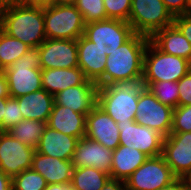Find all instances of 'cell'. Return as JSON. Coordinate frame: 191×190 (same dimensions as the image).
Masks as SVG:
<instances>
[{"label": "cell", "mask_w": 191, "mask_h": 190, "mask_svg": "<svg viewBox=\"0 0 191 190\" xmlns=\"http://www.w3.org/2000/svg\"><path fill=\"white\" fill-rule=\"evenodd\" d=\"M150 38L134 33L127 41L106 57L104 75L96 82L98 87L113 83H140L143 76V58Z\"/></svg>", "instance_id": "obj_1"}, {"label": "cell", "mask_w": 191, "mask_h": 190, "mask_svg": "<svg viewBox=\"0 0 191 190\" xmlns=\"http://www.w3.org/2000/svg\"><path fill=\"white\" fill-rule=\"evenodd\" d=\"M0 29L31 48H38L47 38L44 27V9L8 5L0 8Z\"/></svg>", "instance_id": "obj_2"}, {"label": "cell", "mask_w": 191, "mask_h": 190, "mask_svg": "<svg viewBox=\"0 0 191 190\" xmlns=\"http://www.w3.org/2000/svg\"><path fill=\"white\" fill-rule=\"evenodd\" d=\"M140 83H113L98 87L97 105L116 123H134L140 91Z\"/></svg>", "instance_id": "obj_3"}, {"label": "cell", "mask_w": 191, "mask_h": 190, "mask_svg": "<svg viewBox=\"0 0 191 190\" xmlns=\"http://www.w3.org/2000/svg\"><path fill=\"white\" fill-rule=\"evenodd\" d=\"M191 70V62L161 51L151 40L143 58L141 83L147 87L152 82H178Z\"/></svg>", "instance_id": "obj_4"}, {"label": "cell", "mask_w": 191, "mask_h": 190, "mask_svg": "<svg viewBox=\"0 0 191 190\" xmlns=\"http://www.w3.org/2000/svg\"><path fill=\"white\" fill-rule=\"evenodd\" d=\"M12 98L42 89V69L37 48H29L18 60L4 70Z\"/></svg>", "instance_id": "obj_5"}, {"label": "cell", "mask_w": 191, "mask_h": 190, "mask_svg": "<svg viewBox=\"0 0 191 190\" xmlns=\"http://www.w3.org/2000/svg\"><path fill=\"white\" fill-rule=\"evenodd\" d=\"M173 19L163 0H132L128 23L134 33L151 38L157 31L172 25Z\"/></svg>", "instance_id": "obj_6"}, {"label": "cell", "mask_w": 191, "mask_h": 190, "mask_svg": "<svg viewBox=\"0 0 191 190\" xmlns=\"http://www.w3.org/2000/svg\"><path fill=\"white\" fill-rule=\"evenodd\" d=\"M86 23L75 5H54L44 9L46 38L77 40Z\"/></svg>", "instance_id": "obj_7"}, {"label": "cell", "mask_w": 191, "mask_h": 190, "mask_svg": "<svg viewBox=\"0 0 191 190\" xmlns=\"http://www.w3.org/2000/svg\"><path fill=\"white\" fill-rule=\"evenodd\" d=\"M134 34L131 25L119 19H105L86 23L84 36L95 43L107 56Z\"/></svg>", "instance_id": "obj_8"}, {"label": "cell", "mask_w": 191, "mask_h": 190, "mask_svg": "<svg viewBox=\"0 0 191 190\" xmlns=\"http://www.w3.org/2000/svg\"><path fill=\"white\" fill-rule=\"evenodd\" d=\"M173 111V108L159 102L154 94L144 87L139 93L134 121L167 137L172 130Z\"/></svg>", "instance_id": "obj_9"}, {"label": "cell", "mask_w": 191, "mask_h": 190, "mask_svg": "<svg viewBox=\"0 0 191 190\" xmlns=\"http://www.w3.org/2000/svg\"><path fill=\"white\" fill-rule=\"evenodd\" d=\"M177 177L163 155L148 157L126 180L127 190H160Z\"/></svg>", "instance_id": "obj_10"}, {"label": "cell", "mask_w": 191, "mask_h": 190, "mask_svg": "<svg viewBox=\"0 0 191 190\" xmlns=\"http://www.w3.org/2000/svg\"><path fill=\"white\" fill-rule=\"evenodd\" d=\"M35 149L23 144L7 131H0V169L13 178L31 169Z\"/></svg>", "instance_id": "obj_11"}, {"label": "cell", "mask_w": 191, "mask_h": 190, "mask_svg": "<svg viewBox=\"0 0 191 190\" xmlns=\"http://www.w3.org/2000/svg\"><path fill=\"white\" fill-rule=\"evenodd\" d=\"M120 131L119 145L140 150L148 157L162 155L164 137L154 129L134 123H117Z\"/></svg>", "instance_id": "obj_12"}, {"label": "cell", "mask_w": 191, "mask_h": 190, "mask_svg": "<svg viewBox=\"0 0 191 190\" xmlns=\"http://www.w3.org/2000/svg\"><path fill=\"white\" fill-rule=\"evenodd\" d=\"M37 50L41 69L78 67L77 40L47 38Z\"/></svg>", "instance_id": "obj_13"}, {"label": "cell", "mask_w": 191, "mask_h": 190, "mask_svg": "<svg viewBox=\"0 0 191 190\" xmlns=\"http://www.w3.org/2000/svg\"><path fill=\"white\" fill-rule=\"evenodd\" d=\"M162 155L177 178L191 172V132L170 133L163 139Z\"/></svg>", "instance_id": "obj_14"}, {"label": "cell", "mask_w": 191, "mask_h": 190, "mask_svg": "<svg viewBox=\"0 0 191 190\" xmlns=\"http://www.w3.org/2000/svg\"><path fill=\"white\" fill-rule=\"evenodd\" d=\"M71 162L73 168L94 167L110 175L113 150L84 136L78 140Z\"/></svg>", "instance_id": "obj_15"}, {"label": "cell", "mask_w": 191, "mask_h": 190, "mask_svg": "<svg viewBox=\"0 0 191 190\" xmlns=\"http://www.w3.org/2000/svg\"><path fill=\"white\" fill-rule=\"evenodd\" d=\"M85 136L113 151L120 143L117 123L98 105L86 116Z\"/></svg>", "instance_id": "obj_16"}, {"label": "cell", "mask_w": 191, "mask_h": 190, "mask_svg": "<svg viewBox=\"0 0 191 190\" xmlns=\"http://www.w3.org/2000/svg\"><path fill=\"white\" fill-rule=\"evenodd\" d=\"M98 86L94 81L69 87L54 95V104L87 115L97 105Z\"/></svg>", "instance_id": "obj_17"}, {"label": "cell", "mask_w": 191, "mask_h": 190, "mask_svg": "<svg viewBox=\"0 0 191 190\" xmlns=\"http://www.w3.org/2000/svg\"><path fill=\"white\" fill-rule=\"evenodd\" d=\"M31 169L41 174L47 184H66L72 182L73 166L71 160L53 158L35 151Z\"/></svg>", "instance_id": "obj_18"}, {"label": "cell", "mask_w": 191, "mask_h": 190, "mask_svg": "<svg viewBox=\"0 0 191 190\" xmlns=\"http://www.w3.org/2000/svg\"><path fill=\"white\" fill-rule=\"evenodd\" d=\"M77 48L78 67L82 69L88 80L97 82L105 72L106 53L84 35L77 39Z\"/></svg>", "instance_id": "obj_19"}, {"label": "cell", "mask_w": 191, "mask_h": 190, "mask_svg": "<svg viewBox=\"0 0 191 190\" xmlns=\"http://www.w3.org/2000/svg\"><path fill=\"white\" fill-rule=\"evenodd\" d=\"M78 138L63 134L46 126L36 152L61 160H71Z\"/></svg>", "instance_id": "obj_20"}, {"label": "cell", "mask_w": 191, "mask_h": 190, "mask_svg": "<svg viewBox=\"0 0 191 190\" xmlns=\"http://www.w3.org/2000/svg\"><path fill=\"white\" fill-rule=\"evenodd\" d=\"M86 116L73 111L69 107L54 104L47 126L63 134L80 139L85 136Z\"/></svg>", "instance_id": "obj_21"}, {"label": "cell", "mask_w": 191, "mask_h": 190, "mask_svg": "<svg viewBox=\"0 0 191 190\" xmlns=\"http://www.w3.org/2000/svg\"><path fill=\"white\" fill-rule=\"evenodd\" d=\"M42 89L52 95L76 85L86 84L90 80L79 67L42 69Z\"/></svg>", "instance_id": "obj_22"}, {"label": "cell", "mask_w": 191, "mask_h": 190, "mask_svg": "<svg viewBox=\"0 0 191 190\" xmlns=\"http://www.w3.org/2000/svg\"><path fill=\"white\" fill-rule=\"evenodd\" d=\"M150 40L161 51L191 62V44L174 24L157 31Z\"/></svg>", "instance_id": "obj_23"}, {"label": "cell", "mask_w": 191, "mask_h": 190, "mask_svg": "<svg viewBox=\"0 0 191 190\" xmlns=\"http://www.w3.org/2000/svg\"><path fill=\"white\" fill-rule=\"evenodd\" d=\"M24 120H38L47 123L54 105V95L41 89L16 98Z\"/></svg>", "instance_id": "obj_24"}, {"label": "cell", "mask_w": 191, "mask_h": 190, "mask_svg": "<svg viewBox=\"0 0 191 190\" xmlns=\"http://www.w3.org/2000/svg\"><path fill=\"white\" fill-rule=\"evenodd\" d=\"M147 158L140 150L119 145L113 151L110 178L125 181Z\"/></svg>", "instance_id": "obj_25"}, {"label": "cell", "mask_w": 191, "mask_h": 190, "mask_svg": "<svg viewBox=\"0 0 191 190\" xmlns=\"http://www.w3.org/2000/svg\"><path fill=\"white\" fill-rule=\"evenodd\" d=\"M110 179V175L94 167L73 168V190H100Z\"/></svg>", "instance_id": "obj_26"}, {"label": "cell", "mask_w": 191, "mask_h": 190, "mask_svg": "<svg viewBox=\"0 0 191 190\" xmlns=\"http://www.w3.org/2000/svg\"><path fill=\"white\" fill-rule=\"evenodd\" d=\"M46 126L47 123L44 121L23 119L7 132L19 142L36 149Z\"/></svg>", "instance_id": "obj_27"}, {"label": "cell", "mask_w": 191, "mask_h": 190, "mask_svg": "<svg viewBox=\"0 0 191 190\" xmlns=\"http://www.w3.org/2000/svg\"><path fill=\"white\" fill-rule=\"evenodd\" d=\"M31 48L19 39L7 35L0 29V70H4Z\"/></svg>", "instance_id": "obj_28"}, {"label": "cell", "mask_w": 191, "mask_h": 190, "mask_svg": "<svg viewBox=\"0 0 191 190\" xmlns=\"http://www.w3.org/2000/svg\"><path fill=\"white\" fill-rule=\"evenodd\" d=\"M147 88L162 104L167 105L173 109L178 107L179 88L177 82H152L147 86Z\"/></svg>", "instance_id": "obj_29"}, {"label": "cell", "mask_w": 191, "mask_h": 190, "mask_svg": "<svg viewBox=\"0 0 191 190\" xmlns=\"http://www.w3.org/2000/svg\"><path fill=\"white\" fill-rule=\"evenodd\" d=\"M46 179L38 172L27 169L12 178V190H45Z\"/></svg>", "instance_id": "obj_30"}, {"label": "cell", "mask_w": 191, "mask_h": 190, "mask_svg": "<svg viewBox=\"0 0 191 190\" xmlns=\"http://www.w3.org/2000/svg\"><path fill=\"white\" fill-rule=\"evenodd\" d=\"M75 7L82 14L85 23L108 19L104 0H77Z\"/></svg>", "instance_id": "obj_31"}, {"label": "cell", "mask_w": 191, "mask_h": 190, "mask_svg": "<svg viewBox=\"0 0 191 190\" xmlns=\"http://www.w3.org/2000/svg\"><path fill=\"white\" fill-rule=\"evenodd\" d=\"M132 0H104L107 18L128 22Z\"/></svg>", "instance_id": "obj_32"}, {"label": "cell", "mask_w": 191, "mask_h": 190, "mask_svg": "<svg viewBox=\"0 0 191 190\" xmlns=\"http://www.w3.org/2000/svg\"><path fill=\"white\" fill-rule=\"evenodd\" d=\"M191 132V105L178 106L173 111L171 133Z\"/></svg>", "instance_id": "obj_33"}, {"label": "cell", "mask_w": 191, "mask_h": 190, "mask_svg": "<svg viewBox=\"0 0 191 190\" xmlns=\"http://www.w3.org/2000/svg\"><path fill=\"white\" fill-rule=\"evenodd\" d=\"M23 120L19 102L16 98H6L5 116H3L2 131H7Z\"/></svg>", "instance_id": "obj_34"}, {"label": "cell", "mask_w": 191, "mask_h": 190, "mask_svg": "<svg viewBox=\"0 0 191 190\" xmlns=\"http://www.w3.org/2000/svg\"><path fill=\"white\" fill-rule=\"evenodd\" d=\"M179 88L178 106L191 105V70L177 82Z\"/></svg>", "instance_id": "obj_35"}, {"label": "cell", "mask_w": 191, "mask_h": 190, "mask_svg": "<svg viewBox=\"0 0 191 190\" xmlns=\"http://www.w3.org/2000/svg\"><path fill=\"white\" fill-rule=\"evenodd\" d=\"M163 2L173 17L191 12L189 0H163Z\"/></svg>", "instance_id": "obj_36"}, {"label": "cell", "mask_w": 191, "mask_h": 190, "mask_svg": "<svg viewBox=\"0 0 191 190\" xmlns=\"http://www.w3.org/2000/svg\"><path fill=\"white\" fill-rule=\"evenodd\" d=\"M173 24L191 44V12L184 15L175 16L173 19Z\"/></svg>", "instance_id": "obj_37"}, {"label": "cell", "mask_w": 191, "mask_h": 190, "mask_svg": "<svg viewBox=\"0 0 191 190\" xmlns=\"http://www.w3.org/2000/svg\"><path fill=\"white\" fill-rule=\"evenodd\" d=\"M21 4L28 7L45 9L56 5V0H23Z\"/></svg>", "instance_id": "obj_38"}, {"label": "cell", "mask_w": 191, "mask_h": 190, "mask_svg": "<svg viewBox=\"0 0 191 190\" xmlns=\"http://www.w3.org/2000/svg\"><path fill=\"white\" fill-rule=\"evenodd\" d=\"M100 190H127L125 181L109 179Z\"/></svg>", "instance_id": "obj_39"}, {"label": "cell", "mask_w": 191, "mask_h": 190, "mask_svg": "<svg viewBox=\"0 0 191 190\" xmlns=\"http://www.w3.org/2000/svg\"><path fill=\"white\" fill-rule=\"evenodd\" d=\"M160 190H188L184 178H176L169 185L162 187Z\"/></svg>", "instance_id": "obj_40"}, {"label": "cell", "mask_w": 191, "mask_h": 190, "mask_svg": "<svg viewBox=\"0 0 191 190\" xmlns=\"http://www.w3.org/2000/svg\"><path fill=\"white\" fill-rule=\"evenodd\" d=\"M8 81L3 70H0V98H9Z\"/></svg>", "instance_id": "obj_41"}, {"label": "cell", "mask_w": 191, "mask_h": 190, "mask_svg": "<svg viewBox=\"0 0 191 190\" xmlns=\"http://www.w3.org/2000/svg\"><path fill=\"white\" fill-rule=\"evenodd\" d=\"M0 190H12V178L0 169Z\"/></svg>", "instance_id": "obj_42"}, {"label": "cell", "mask_w": 191, "mask_h": 190, "mask_svg": "<svg viewBox=\"0 0 191 190\" xmlns=\"http://www.w3.org/2000/svg\"><path fill=\"white\" fill-rule=\"evenodd\" d=\"M6 98H0V131H2L3 116H5Z\"/></svg>", "instance_id": "obj_43"}, {"label": "cell", "mask_w": 191, "mask_h": 190, "mask_svg": "<svg viewBox=\"0 0 191 190\" xmlns=\"http://www.w3.org/2000/svg\"><path fill=\"white\" fill-rule=\"evenodd\" d=\"M70 185L66 184H48L45 190H67Z\"/></svg>", "instance_id": "obj_44"}, {"label": "cell", "mask_w": 191, "mask_h": 190, "mask_svg": "<svg viewBox=\"0 0 191 190\" xmlns=\"http://www.w3.org/2000/svg\"><path fill=\"white\" fill-rule=\"evenodd\" d=\"M23 0H0V8L8 5L21 4Z\"/></svg>", "instance_id": "obj_45"}, {"label": "cell", "mask_w": 191, "mask_h": 190, "mask_svg": "<svg viewBox=\"0 0 191 190\" xmlns=\"http://www.w3.org/2000/svg\"><path fill=\"white\" fill-rule=\"evenodd\" d=\"M77 0H56V5H75Z\"/></svg>", "instance_id": "obj_46"}, {"label": "cell", "mask_w": 191, "mask_h": 190, "mask_svg": "<svg viewBox=\"0 0 191 190\" xmlns=\"http://www.w3.org/2000/svg\"><path fill=\"white\" fill-rule=\"evenodd\" d=\"M184 180L188 186V190H191V172L184 177Z\"/></svg>", "instance_id": "obj_47"}]
</instances>
